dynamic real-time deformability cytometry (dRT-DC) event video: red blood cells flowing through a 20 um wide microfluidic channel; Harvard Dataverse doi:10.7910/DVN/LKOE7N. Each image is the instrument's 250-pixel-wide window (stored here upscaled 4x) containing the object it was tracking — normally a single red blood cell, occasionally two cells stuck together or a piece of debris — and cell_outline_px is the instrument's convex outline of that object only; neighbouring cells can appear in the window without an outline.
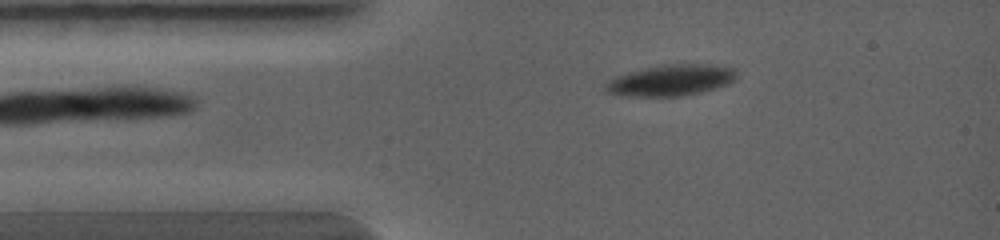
{"species": "common noctule bat (a hibernating species)", "species_latin": "Nyctalus noctula", "temperature_condition": "warm", "stored_images_in_passage": 2, "camera_frame_rate_fps": 5000, "um_per_image_px": 0.085, "animal": {"sex": "female", "body_mass_g": 19.0, "forearm_length_mm": 56.7}, "frame": {"image": 1, "passage_image": 1, "time_ms": 0.0, "image_size_px": [1000, 240], "cell_outline_px": [[736, 76], [728, 84], [716, 88], [700, 92], [680, 96], [620, 96], [608, 92], [604, 88], [604, 80], [628, 72], [660, 64], [716, 64], [732, 68], [736, 72]], "centroid_in_image_um": [56.97, 6.81], "position_along_channel_um": 28.0, "area_um2": 23.99}}
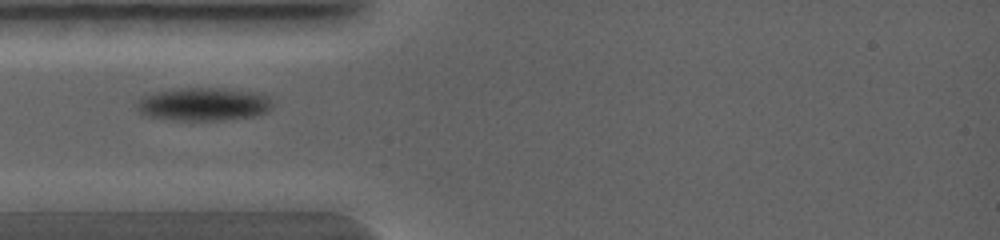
{"frame": {"image": 2, "passage_image": 2, "time_ms": 1.0, "image_size_px": [1000, 240], "cell_outline_px": [[272, 108], [268, 112], [256, 116], [220, 120], [172, 120], [148, 116], [140, 112], [136, 108], [136, 104], [140, 96], [156, 92], [180, 88], [224, 88], [252, 92], [268, 96], [272, 104]], "centroid_in_image_um": [17.29, 8.86], "position_along_channel_um": 67.7, "area_um2": 26.3}}